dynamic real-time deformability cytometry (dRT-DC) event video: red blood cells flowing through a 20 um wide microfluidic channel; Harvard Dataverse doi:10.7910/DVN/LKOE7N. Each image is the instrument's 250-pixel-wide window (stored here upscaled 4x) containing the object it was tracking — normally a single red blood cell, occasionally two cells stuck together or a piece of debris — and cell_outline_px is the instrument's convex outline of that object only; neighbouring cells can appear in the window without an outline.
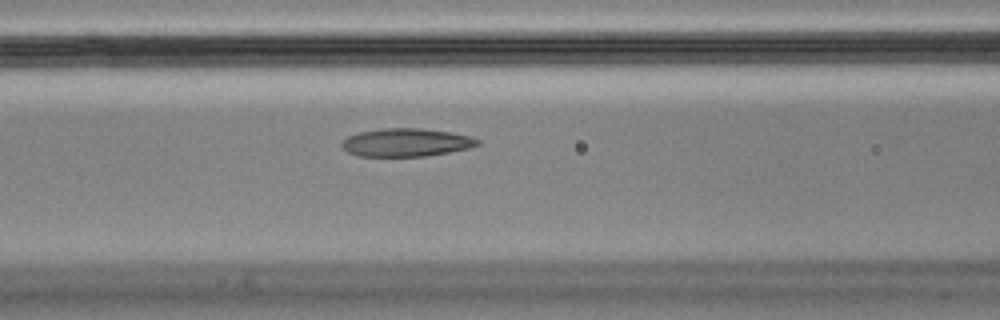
{"species": "Egyptian fruit bat (a non-hibernating species)", "species_latin": "Rousettus aegyptiacus", "temperature_condition": "cold", "stored_images_in_passage": 5, "camera_frame_rate_fps": 3000, "um_per_image_px": 0.085, "animal": {"sex": "male"}, "frame": {"image": 1, "passage_image": 5, "time_ms": 1.333, "image_size_px": [1000, 320], "cell_outline_px": [[480, 144], [468, 148], [448, 152], [424, 156], [356, 156], [348, 152], [340, 144], [348, 136], [360, 132], [384, 128], [420, 128], [448, 132], [472, 136], [480, 140]], "centroid_in_image_um": [34.53, 12.11], "position_along_channel_um": 132.1, "area_um2": 22.08}}